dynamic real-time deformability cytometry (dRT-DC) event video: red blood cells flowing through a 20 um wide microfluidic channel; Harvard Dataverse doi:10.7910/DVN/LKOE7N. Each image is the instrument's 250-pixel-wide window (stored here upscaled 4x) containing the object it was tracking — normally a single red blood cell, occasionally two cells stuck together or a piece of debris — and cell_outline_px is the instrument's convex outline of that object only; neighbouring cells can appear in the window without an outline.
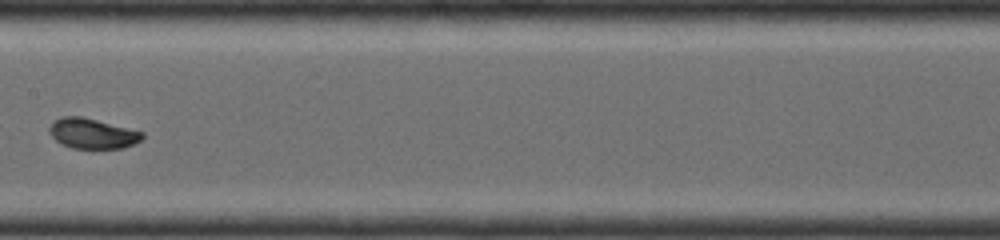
{"species": "common noctule bat (a hibernating species)", "species_latin": "Nyctalus noctula", "temperature_condition": "room temperature", "stored_images_in_passage": 14, "camera_frame_rate_fps": 4000, "um_per_image_px": 0.085, "animal": {"sex": "female", "body_mass_g": 19.0, "forearm_length_mm": 56.7}, "frame": {"image": 1, "passage_image": 12, "time_ms": 3.75, "image_size_px": [1000, 240], "cell_outline_px": [[144, 136], [140, 140], [124, 148], [72, 148], [60, 144], [48, 132], [48, 128], [60, 116], [80, 116], [144, 132]], "centroid_in_image_um": [7.82, 11.35], "position_along_channel_um": 199.6, "area_um2": 16.18}}